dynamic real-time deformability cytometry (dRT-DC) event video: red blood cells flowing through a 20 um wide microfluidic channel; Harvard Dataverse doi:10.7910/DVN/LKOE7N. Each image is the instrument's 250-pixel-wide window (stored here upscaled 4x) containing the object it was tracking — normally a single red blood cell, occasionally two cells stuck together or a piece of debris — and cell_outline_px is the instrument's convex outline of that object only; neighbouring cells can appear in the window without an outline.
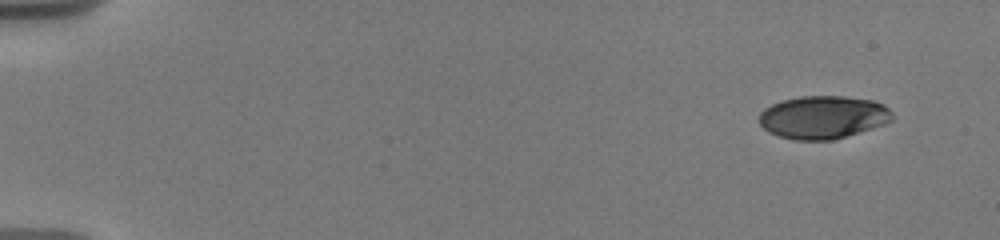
{"species": "human", "species_latin": "Homo sapiens", "temperature_condition": "warm", "stored_images_in_passage": 26, "camera_frame_rate_fps": 3000, "um_per_image_px": 0.085, "donor": {"sex": "male"}, "frame": {"image": 1, "passage_image": 1, "time_ms": 0.0, "image_size_px": [1000, 240], "cell_outline_px": [[892, 120], [884, 124], [872, 128], [832, 140], [792, 140], [768, 132], [760, 124], [760, 112], [764, 108], [772, 104], [784, 100], [800, 96], [844, 96], [872, 100], [884, 104], [892, 112]], "centroid_in_image_um": [69.96, 9.96], "position_along_channel_um": 15.0, "area_um2": 33.23}}
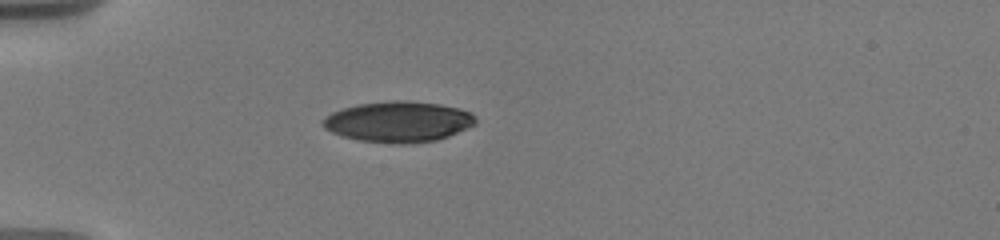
{"frame": {"image": 2, "passage_image": 22, "time_ms": 4.333, "image_size_px": [1000, 240], "cell_outline_px": [[476, 124], [448, 136], [436, 140], [412, 144], [392, 144], [360, 140], [344, 136], [332, 132], [324, 128], [320, 124], [320, 120], [332, 112], [344, 108], [360, 104], [392, 100], [412, 100], [440, 104], [460, 108], [472, 112], [476, 116]], "centroid_in_image_um": [33.88, 10.34], "position_along_channel_um": 51.1, "area_um2": 36.59}}